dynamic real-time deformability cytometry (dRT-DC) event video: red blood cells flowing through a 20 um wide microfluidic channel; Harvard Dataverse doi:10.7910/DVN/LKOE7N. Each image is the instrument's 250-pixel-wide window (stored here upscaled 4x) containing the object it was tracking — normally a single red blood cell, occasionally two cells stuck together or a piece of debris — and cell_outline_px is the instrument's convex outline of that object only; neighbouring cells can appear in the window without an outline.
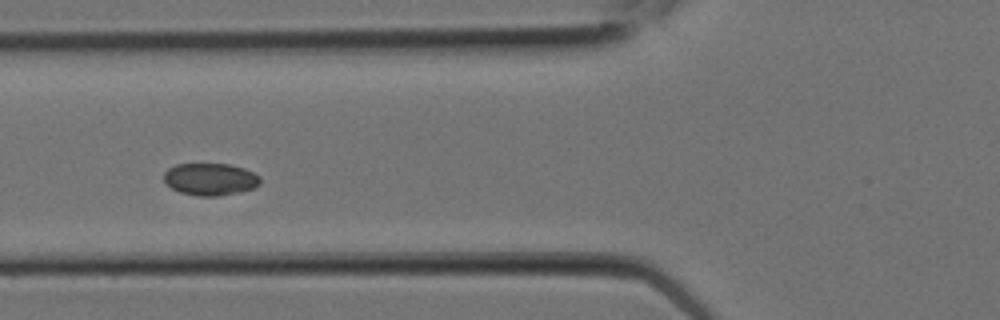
{"species": "Egyptian fruit bat (a non-hibernating species)", "species_latin": "Rousettus aegyptiacus", "temperature_condition": "room temperature", "stored_images_in_passage": 9, "camera_frame_rate_fps": 3000, "um_per_image_px": 0.085, "animal": {"sex": "female"}, "frame": {"image": 1, "passage_image": 8, "time_ms": 2.333, "image_size_px": [1000, 320], "cell_outline_px": [[260, 184], [252, 188], [240, 192], [216, 196], [196, 196], [180, 192], [172, 188], [164, 180], [164, 172], [168, 168], [176, 164], [228, 164], [244, 168], [260, 176]], "centroid_in_image_um": [17.87, 15.23], "position_along_channel_um": 107.9, "area_um2": 18.03}}
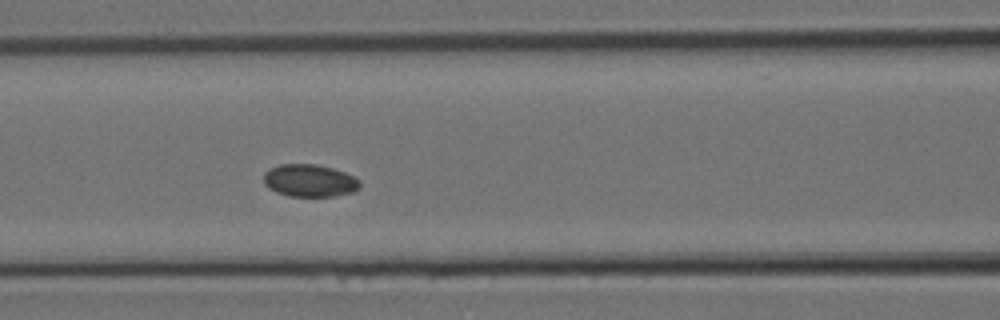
{"frame": {"image": 2, "passage_image": 9, "time_ms": 2.667, "image_size_px": [1000, 320], "cell_outline_px": [[360, 188], [352, 192], [332, 196], [292, 196], [276, 192], [268, 188], [264, 184], [264, 172], [268, 168], [280, 164], [316, 164], [332, 168], [344, 172], [360, 180]], "centroid_in_image_um": [26.29, 15.34], "position_along_channel_um": 140.3, "area_um2": 18.21}}